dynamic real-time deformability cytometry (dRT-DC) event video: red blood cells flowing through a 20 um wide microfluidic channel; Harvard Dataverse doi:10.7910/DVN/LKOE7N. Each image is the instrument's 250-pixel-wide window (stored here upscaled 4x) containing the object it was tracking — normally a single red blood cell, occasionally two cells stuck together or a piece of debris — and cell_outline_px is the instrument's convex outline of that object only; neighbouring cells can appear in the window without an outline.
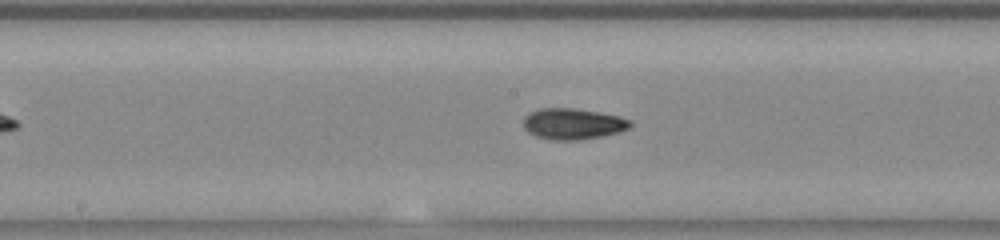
{"species": "common noctule bat (a hibernating species)", "species_latin": "Nyctalus noctula", "temperature_condition": "warm", "stored_images_in_passage": 36, "camera_frame_rate_fps": 3000, "um_per_image_px": 0.085, "animal": {"sex": "female", "body_mass_g": 23.0, "forearm_length_mm": 53.4}, "frame": {"image": 1, "passage_image": 21, "time_ms": 6.667, "image_size_px": [1000, 240], "cell_outline_px": [[632, 124], [628, 128], [620, 132], [600, 136], [576, 140], [552, 140], [536, 136], [528, 132], [524, 128], [524, 116], [540, 108], [576, 108], [600, 112], [620, 116], [632, 120]], "centroid_in_image_um": [48.71, 10.52], "position_along_channel_um": 199.5, "area_um2": 19.36}}
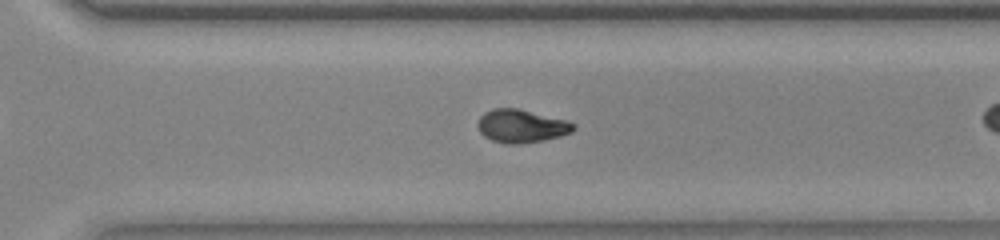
{"frame": {"image": 2, "passage_image": 31, "time_ms": 10.0, "image_size_px": [1000, 240], "cell_outline_px": [[576, 128], [572, 132], [560, 136], [544, 140], [520, 144], [504, 144], [492, 140], [484, 136], [480, 132], [476, 124], [480, 116], [484, 112], [492, 108], [516, 108], [568, 120], [576, 124]], "centroid_in_image_um": [44.31, 10.71], "position_along_channel_um": 326.3, "area_um2": 18.73}}